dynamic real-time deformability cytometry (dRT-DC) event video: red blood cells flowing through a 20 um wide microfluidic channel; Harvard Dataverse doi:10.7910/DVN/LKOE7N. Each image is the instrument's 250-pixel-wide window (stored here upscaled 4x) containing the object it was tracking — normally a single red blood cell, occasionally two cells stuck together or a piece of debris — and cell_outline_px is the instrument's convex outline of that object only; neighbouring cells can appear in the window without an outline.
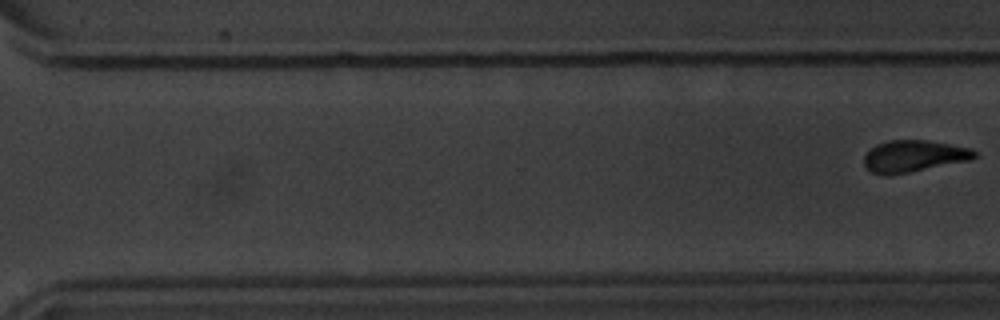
{"species": "common noctule bat (a hibernating species)", "species_latin": "Nyctalus noctula", "temperature_condition": "warm", "stored_images_in_passage": 13, "segment_of_instrument_passage": [2, 2], "camera_frame_rate_fps": 3000, "um_per_image_px": 0.085, "animal": {"sex": "male", "body_mass_g": 20.1, "forearm_length_mm": 53.5}, "frame": {"image": 1, "passage_image": 13, "time_ms": 15.0, "image_size_px": [1000, 320], "cell_outline_px": [[976, 156], [972, 160], [888, 176], [872, 172], [864, 164], [864, 156], [876, 144], [888, 140], [928, 140], [972, 148], [976, 152]], "centroid_in_image_um": [77.69, 13.27], "position_along_channel_um": 292.9, "area_um2": 20.46}}